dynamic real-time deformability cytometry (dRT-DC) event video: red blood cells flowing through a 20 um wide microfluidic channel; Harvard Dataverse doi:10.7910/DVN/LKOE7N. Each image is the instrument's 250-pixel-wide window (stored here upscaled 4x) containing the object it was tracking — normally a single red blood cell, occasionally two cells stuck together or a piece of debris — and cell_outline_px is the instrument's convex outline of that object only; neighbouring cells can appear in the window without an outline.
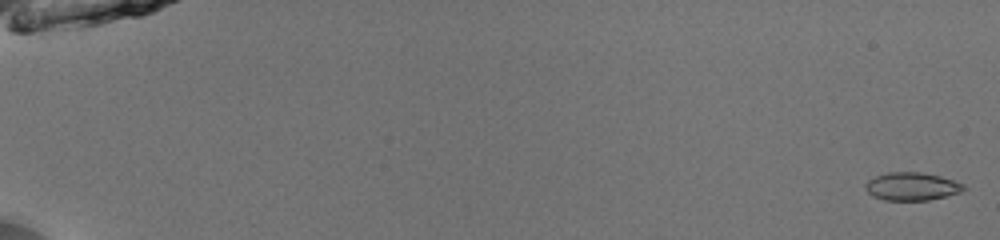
{"species": "common noctule bat (a hibernating species)", "species_latin": "Nyctalus noctula", "temperature_condition": "room temperature", "stored_images_in_passage": 52, "camera_frame_rate_fps": 3000, "um_per_image_px": 0.085, "animal": {"sex": "male", "body_mass_g": 13.0, "forearm_length_mm": 53.1}, "frame": {"image": 1, "passage_image": 1, "time_ms": 0.0, "image_size_px": [1000, 240], "cell_outline_px": [[968, 188], [960, 192], [928, 200], [884, 200], [872, 196], [864, 188], [864, 184], [868, 180], [876, 176], [888, 172], [920, 172], [940, 176], [964, 184]], "centroid_in_image_um": [77.48, 15.84], "position_along_channel_um": 7.5, "area_um2": 16.01}}
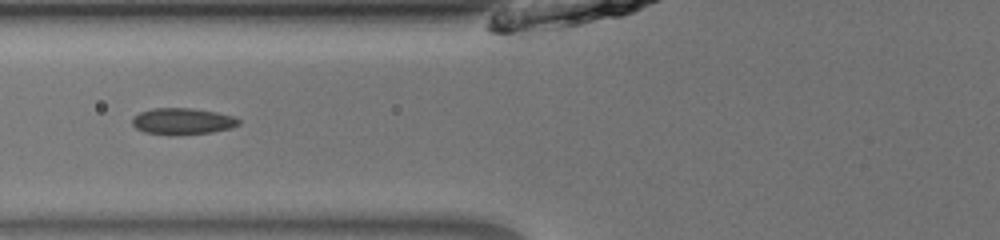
{"frame": {"image": 2, "passage_image": 23, "time_ms": 7.333, "image_size_px": [1000, 240], "cell_outline_px": [[240, 124], [232, 128], [212, 132], [144, 132], [136, 128], [132, 124], [132, 116], [140, 112], [152, 108], [192, 108], [216, 112], [232, 116], [240, 120]], "centroid_in_image_um": [15.52, 10.25], "position_along_channel_um": 110.3, "area_um2": 15.66}}
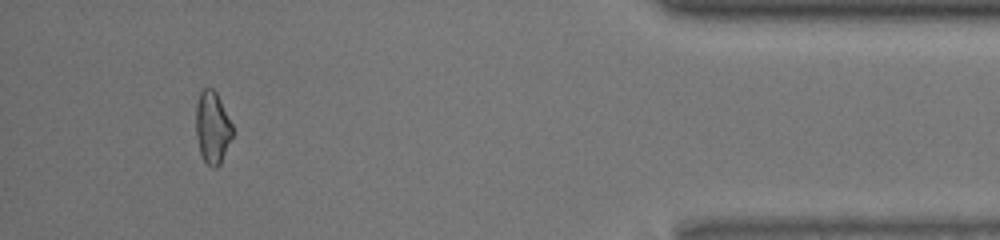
{"frame": {"image": 3, "passage_image": 49, "time_ms": 16.0, "image_size_px": [1000, 240], "cell_outline_px": [[232, 136], [220, 164], [216, 168], [212, 168], [204, 160], [200, 152], [196, 136], [196, 104], [200, 92], [204, 88], [212, 88], [216, 92], [232, 124]], "centroid_in_image_um": [18.04, 10.83], "position_along_channel_um": 417.2, "area_um2": 15.2}, "authors_computed_cell_mechanics": {"area_um2": 15.9528, "velocity_mm_per_s": 4.0467, "shape_relaxation_time_tau1_ms": null, "shape_relaxation_time_tau2_ms": 1.7238, "deformation_change_tau1": null, "deformation_change_tau2": 0.0673}}